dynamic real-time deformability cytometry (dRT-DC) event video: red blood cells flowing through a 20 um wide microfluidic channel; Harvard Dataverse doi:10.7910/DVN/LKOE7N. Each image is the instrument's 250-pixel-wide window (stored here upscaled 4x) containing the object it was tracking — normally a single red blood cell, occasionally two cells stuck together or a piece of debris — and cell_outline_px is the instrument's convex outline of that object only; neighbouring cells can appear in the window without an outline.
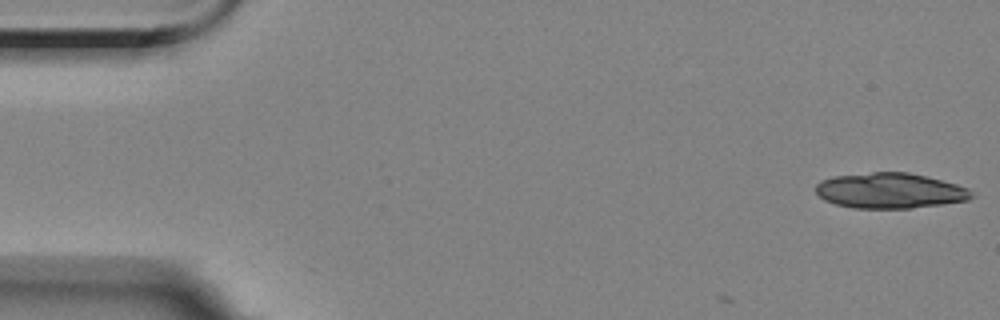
{"species": "Egyptian fruit bat (a non-hibernating species)", "species_latin": "Rousettus aegyptiacus", "temperature_condition": "room temperature", "stored_images_in_passage": 3, "camera_frame_rate_fps": 3000, "um_per_image_px": 0.085, "animal": {"sex": "female"}, "frame": {"image": 1, "passage_image": 1, "time_ms": 0.0, "image_size_px": [1000, 320], "cell_outline_px": [[972, 196], [968, 200], [944, 204], [912, 208], [856, 208], [836, 204], [824, 200], [816, 192], [816, 184], [820, 180], [832, 176], [872, 172], [908, 172], [956, 184], [968, 188], [972, 192]], "centroid_in_image_um": [75.62, 16.2], "position_along_channel_um": 9.4, "area_um2": 32.08}}